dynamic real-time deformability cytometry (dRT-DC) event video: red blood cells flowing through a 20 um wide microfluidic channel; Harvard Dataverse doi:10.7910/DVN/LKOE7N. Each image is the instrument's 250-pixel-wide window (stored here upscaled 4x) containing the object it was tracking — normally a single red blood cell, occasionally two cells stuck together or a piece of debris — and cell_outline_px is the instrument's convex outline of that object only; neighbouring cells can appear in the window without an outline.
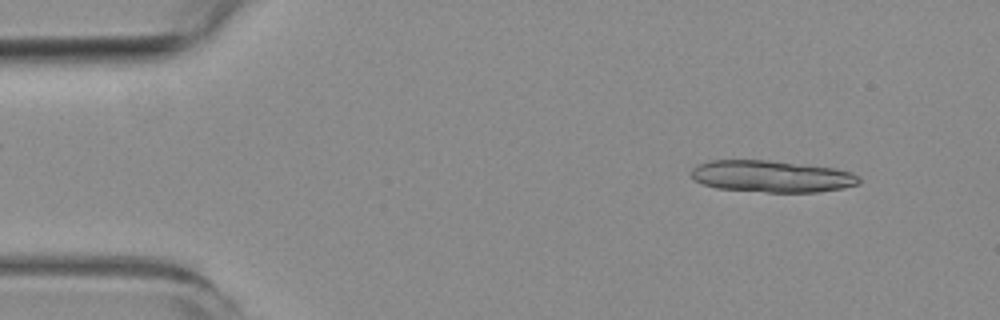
{"species": "common noctule bat (a hibernating species)", "species_latin": "Nyctalus noctula", "temperature_condition": "room temperature", "stored_images_in_passage": 3, "camera_frame_rate_fps": 3000, "um_per_image_px": 0.085, "animal": {"sex": "female", "body_mass_g": 19.3, "forearm_length_mm": 54.1}, "frame": {"image": 1, "passage_image": 1, "time_ms": 0.0, "image_size_px": [1000, 320], "cell_outline_px": [[860, 184], [844, 188], [816, 192], [768, 192], [716, 188], [704, 184], [696, 180], [692, 176], [692, 168], [708, 160], [768, 160], [836, 168], [852, 172], [860, 176]], "centroid_in_image_um": [65.65, 14.99], "position_along_channel_um": 19.4, "area_um2": 31.1}}